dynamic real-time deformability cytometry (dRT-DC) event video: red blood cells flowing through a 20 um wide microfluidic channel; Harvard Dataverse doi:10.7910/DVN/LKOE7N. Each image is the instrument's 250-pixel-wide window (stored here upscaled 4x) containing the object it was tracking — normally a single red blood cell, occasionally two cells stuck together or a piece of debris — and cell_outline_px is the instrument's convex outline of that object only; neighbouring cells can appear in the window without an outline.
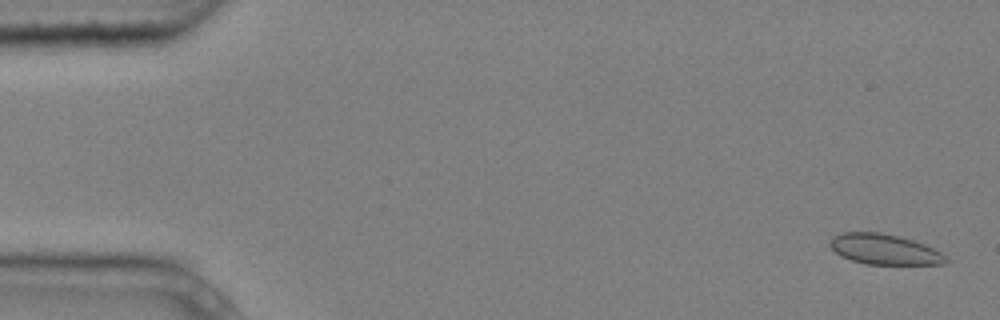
{"species": "common noctule bat (a hibernating species)", "species_latin": "Nyctalus noctula", "temperature_condition": "cold", "stored_images_in_passage": 5, "camera_frame_rate_fps": 3000, "um_per_image_px": 0.085, "animal": {"sex": "male", "body_mass_g": 20.4}, "frame": {"image": 1, "passage_image": 1, "time_ms": 0.0, "image_size_px": [1000, 320], "cell_outline_px": [[952, 260], [948, 264], [868, 264], [852, 260], [840, 256], [828, 244], [832, 236], [844, 232], [880, 232], [900, 236], [924, 244], [948, 256]], "centroid_in_image_um": [75.21, 21.19], "position_along_channel_um": 9.8, "area_um2": 20.69}}
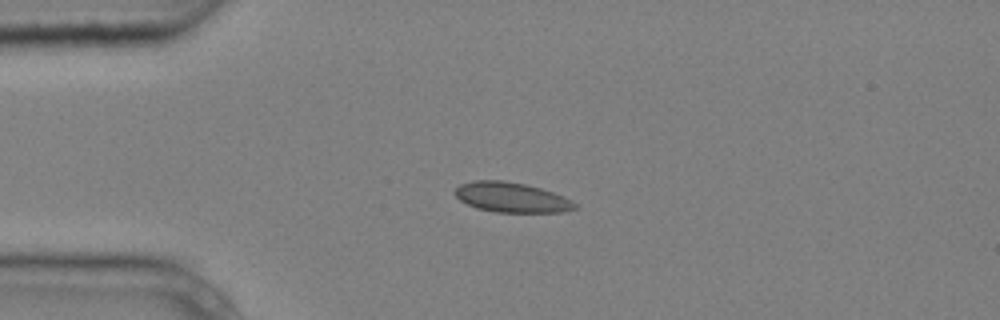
{"frame": {"image": 2, "passage_image": 4, "time_ms": 1.0, "image_size_px": [1000, 320], "cell_outline_px": [[580, 208], [564, 212], [496, 212], [476, 208], [460, 200], [452, 192], [460, 184], [476, 180], [500, 180], [524, 184], [540, 188], [564, 196], [572, 200]], "centroid_in_image_um": [43.5, 16.78], "position_along_channel_um": 41.5, "area_um2": 20.98}}